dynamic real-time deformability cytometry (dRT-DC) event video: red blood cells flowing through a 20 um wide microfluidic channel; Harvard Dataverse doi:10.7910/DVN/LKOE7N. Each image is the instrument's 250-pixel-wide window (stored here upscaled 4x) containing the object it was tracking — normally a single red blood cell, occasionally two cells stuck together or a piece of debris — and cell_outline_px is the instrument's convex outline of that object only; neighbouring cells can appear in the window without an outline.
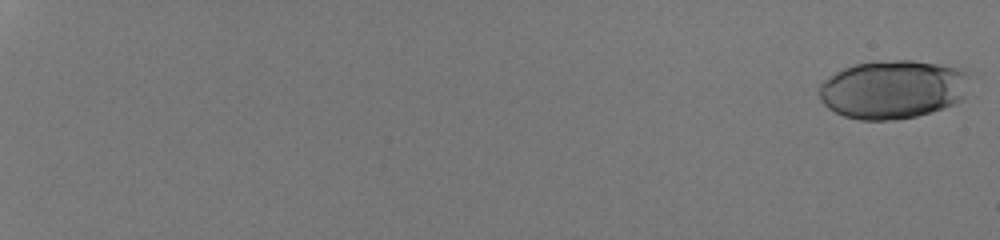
{"species": "human", "species_latin": "Homo sapiens", "temperature_condition": "room temperature", "stored_images_in_passage": 54, "camera_frame_rate_fps": 3000, "um_per_image_px": 0.085, "donor": {"sex": "male"}, "frame": {"image": 1, "passage_image": 1, "time_ms": 0.0, "image_size_px": [1000, 240], "cell_outline_px": [[968, 76], [964, 100], [944, 108], [916, 116], [896, 120], [860, 120], [844, 116], [828, 108], [820, 100], [820, 84], [828, 76], [844, 68], [856, 64], [876, 60], [912, 60], [940, 64], [956, 68], [964, 72]], "centroid_in_image_um": [75.88, 7.6], "position_along_channel_um": 9.1, "area_um2": 51.5}}
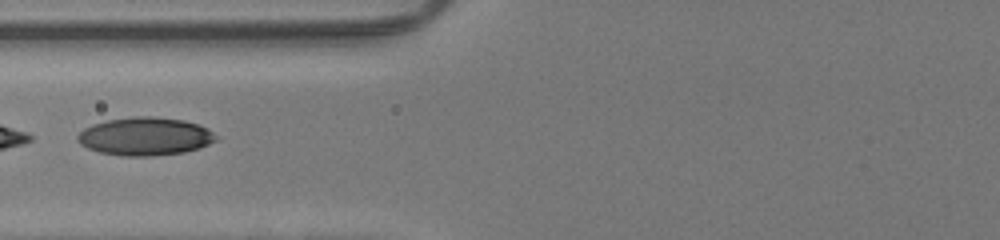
{"frame": {"image": 2, "passage_image": 29, "time_ms": 9.333, "image_size_px": [1000, 240], "cell_outline_px": [[220, 140], [200, 148], [184, 152], [152, 156], [120, 156], [100, 152], [88, 148], [80, 144], [76, 140], [76, 136], [84, 128], [92, 124], [108, 120], [132, 116], [156, 116], [184, 120], [200, 124], [208, 128]], "centroid_in_image_um": [12.36, 11.59], "position_along_channel_um": 113.4, "area_um2": 31.15}}
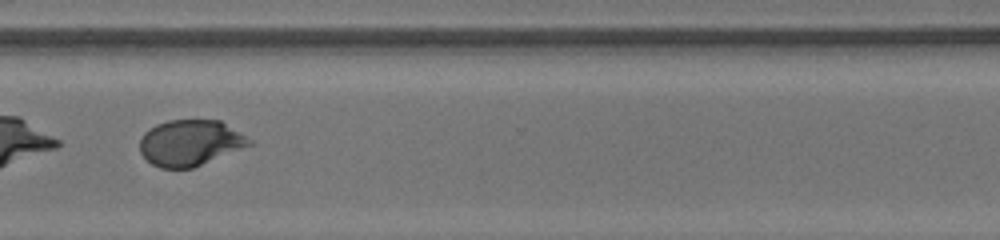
{"frame": {"image": 3, "passage_image": 46, "time_ms": 15.0, "image_size_px": [1000, 240], "cell_outline_px": [[256, 144], [192, 168], [160, 168], [152, 164], [140, 152], [140, 140], [144, 132], [156, 124], [168, 120], [220, 120], [252, 140]], "centroid_in_image_um": [16.19, 12.14], "position_along_channel_um": 354.4, "area_um2": 29.42}, "authors_computed_cell_mechanics": {"area_um2": 49.708, "velocity_mm_per_s": 4.2486, "shape_relaxation_time_tau1_ms": 4.2273, "shape_relaxation_time_tau2_ms": 0.9703, "deformation_change_tau1": 0.1631, "deformation_change_tau2": 0.0423}}